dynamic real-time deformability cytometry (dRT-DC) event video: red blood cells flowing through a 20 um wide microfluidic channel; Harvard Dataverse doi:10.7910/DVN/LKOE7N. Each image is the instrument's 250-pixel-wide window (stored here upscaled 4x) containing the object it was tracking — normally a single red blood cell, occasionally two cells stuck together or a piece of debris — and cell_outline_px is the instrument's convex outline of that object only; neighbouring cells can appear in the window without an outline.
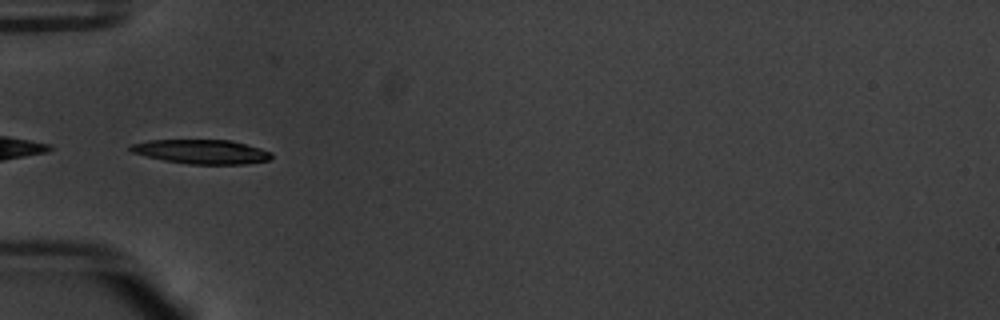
{"species": "common noctule bat (a hibernating species)", "species_latin": "Nyctalus noctula", "temperature_condition": "warm", "stored_images_in_passage": 24, "camera_frame_rate_fps": 3000, "um_per_image_px": 0.085, "animal": {"sex": "male", "body_mass_g": 20.1, "forearm_length_mm": 53.5}, "frame": {"image": 1, "passage_image": 1, "time_ms": 0.0, "image_size_px": [1000, 320], "cell_outline_px": [[272, 156], [268, 160], [244, 164], [188, 164], [164, 160], [132, 152], [128, 148], [132, 144], [148, 140], [232, 140], [260, 148], [272, 152]], "centroid_in_image_um": [17.15, 12.89], "position_along_channel_um": 67.9, "area_um2": 19.77}}